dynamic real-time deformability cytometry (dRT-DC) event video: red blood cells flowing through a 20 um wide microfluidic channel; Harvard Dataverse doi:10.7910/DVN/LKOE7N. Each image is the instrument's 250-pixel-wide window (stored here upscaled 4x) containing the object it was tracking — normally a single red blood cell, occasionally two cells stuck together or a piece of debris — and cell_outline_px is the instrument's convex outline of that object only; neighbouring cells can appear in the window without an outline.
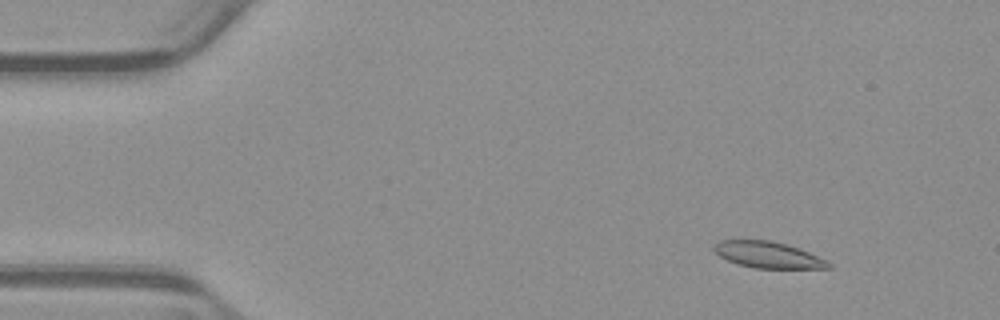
{"species": "common noctule bat (a hibernating species)", "species_latin": "Nyctalus noctula", "temperature_condition": "warm", "stored_images_in_passage": 12, "camera_frame_rate_fps": 3000, "um_per_image_px": 0.085, "animal": {"sex": "male", "body_mass_g": 23.1, "forearm_length_mm": 52.7}, "frame": {"image": 1, "passage_image": 1, "time_ms": 0.0, "image_size_px": [1000, 320], "cell_outline_px": [[812, 268], [764, 268], [744, 264], [732, 260], [724, 256], [732, 240], [756, 240], [780, 244], [804, 252], [812, 256]], "centroid_in_image_um": [65.24, 21.67], "position_along_channel_um": 19.8, "area_um2": 13.41}}
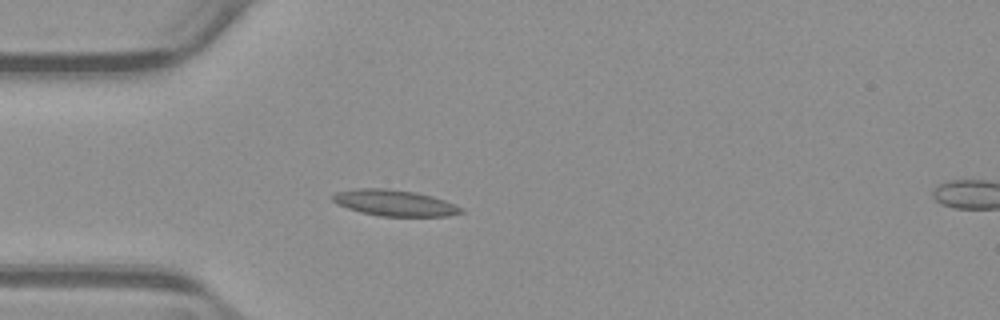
{"frame": {"image": 2, "passage_image": 10, "time_ms": 3.0, "image_size_px": [1000, 320], "cell_outline_px": [[456, 212], [432, 216], [392, 216], [368, 212], [344, 204], [340, 200], [360, 192], [404, 192], [436, 200]], "centroid_in_image_um": [33.7, 17.36], "position_along_channel_um": 51.3, "area_um2": 14.1}}